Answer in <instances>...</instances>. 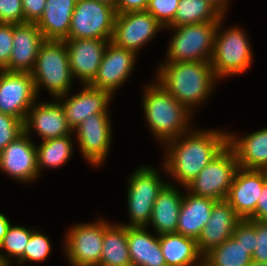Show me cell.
Instances as JSON below:
<instances>
[{"mask_svg": "<svg viewBox=\"0 0 267 266\" xmlns=\"http://www.w3.org/2000/svg\"><path fill=\"white\" fill-rule=\"evenodd\" d=\"M10 226V221L7 219L4 214L0 213V241L3 239L8 228Z\"/></svg>", "mask_w": 267, "mask_h": 266, "instance_id": "43", "label": "cell"}, {"mask_svg": "<svg viewBox=\"0 0 267 266\" xmlns=\"http://www.w3.org/2000/svg\"><path fill=\"white\" fill-rule=\"evenodd\" d=\"M46 7V0H22L24 22L37 23Z\"/></svg>", "mask_w": 267, "mask_h": 266, "instance_id": "40", "label": "cell"}, {"mask_svg": "<svg viewBox=\"0 0 267 266\" xmlns=\"http://www.w3.org/2000/svg\"><path fill=\"white\" fill-rule=\"evenodd\" d=\"M58 102H45L35 105L28 110L24 121V132L30 134L33 128L41 136L42 141L71 135L73 130L65 117L60 99Z\"/></svg>", "mask_w": 267, "mask_h": 266, "instance_id": "19", "label": "cell"}, {"mask_svg": "<svg viewBox=\"0 0 267 266\" xmlns=\"http://www.w3.org/2000/svg\"><path fill=\"white\" fill-rule=\"evenodd\" d=\"M137 54L129 49L116 46L110 41L106 47L97 75L89 85L106 90L113 95V92L124 84L130 76L133 67H135Z\"/></svg>", "mask_w": 267, "mask_h": 266, "instance_id": "15", "label": "cell"}, {"mask_svg": "<svg viewBox=\"0 0 267 266\" xmlns=\"http://www.w3.org/2000/svg\"><path fill=\"white\" fill-rule=\"evenodd\" d=\"M0 23H24L22 0H0Z\"/></svg>", "mask_w": 267, "mask_h": 266, "instance_id": "37", "label": "cell"}, {"mask_svg": "<svg viewBox=\"0 0 267 266\" xmlns=\"http://www.w3.org/2000/svg\"><path fill=\"white\" fill-rule=\"evenodd\" d=\"M217 25L218 22H204L170 27L175 33L165 62H211Z\"/></svg>", "mask_w": 267, "mask_h": 266, "instance_id": "6", "label": "cell"}, {"mask_svg": "<svg viewBox=\"0 0 267 266\" xmlns=\"http://www.w3.org/2000/svg\"><path fill=\"white\" fill-rule=\"evenodd\" d=\"M13 24L0 23V70L9 66L12 52Z\"/></svg>", "mask_w": 267, "mask_h": 266, "instance_id": "39", "label": "cell"}, {"mask_svg": "<svg viewBox=\"0 0 267 266\" xmlns=\"http://www.w3.org/2000/svg\"><path fill=\"white\" fill-rule=\"evenodd\" d=\"M266 179L267 170L237 169L225 200L241 219H254L257 201Z\"/></svg>", "mask_w": 267, "mask_h": 266, "instance_id": "14", "label": "cell"}, {"mask_svg": "<svg viewBox=\"0 0 267 266\" xmlns=\"http://www.w3.org/2000/svg\"><path fill=\"white\" fill-rule=\"evenodd\" d=\"M183 195L176 233L197 241L203 227L209 220L216 200L209 197L196 196L187 191Z\"/></svg>", "mask_w": 267, "mask_h": 266, "instance_id": "22", "label": "cell"}, {"mask_svg": "<svg viewBox=\"0 0 267 266\" xmlns=\"http://www.w3.org/2000/svg\"><path fill=\"white\" fill-rule=\"evenodd\" d=\"M77 0H46L42 17L36 23L45 40L68 38L71 18Z\"/></svg>", "mask_w": 267, "mask_h": 266, "instance_id": "24", "label": "cell"}, {"mask_svg": "<svg viewBox=\"0 0 267 266\" xmlns=\"http://www.w3.org/2000/svg\"><path fill=\"white\" fill-rule=\"evenodd\" d=\"M222 19L223 17L216 28L213 56L210 62L216 78L219 79L246 72L252 64V52L246 33L238 27L228 28L219 33Z\"/></svg>", "mask_w": 267, "mask_h": 266, "instance_id": "5", "label": "cell"}, {"mask_svg": "<svg viewBox=\"0 0 267 266\" xmlns=\"http://www.w3.org/2000/svg\"><path fill=\"white\" fill-rule=\"evenodd\" d=\"M257 201L254 219L258 221H267V179L264 181V186Z\"/></svg>", "mask_w": 267, "mask_h": 266, "instance_id": "42", "label": "cell"}, {"mask_svg": "<svg viewBox=\"0 0 267 266\" xmlns=\"http://www.w3.org/2000/svg\"><path fill=\"white\" fill-rule=\"evenodd\" d=\"M241 220L226 200L216 201L211 216L197 239L200 254L204 257L213 248L230 238Z\"/></svg>", "mask_w": 267, "mask_h": 266, "instance_id": "20", "label": "cell"}, {"mask_svg": "<svg viewBox=\"0 0 267 266\" xmlns=\"http://www.w3.org/2000/svg\"><path fill=\"white\" fill-rule=\"evenodd\" d=\"M24 133V121L0 112V152Z\"/></svg>", "mask_w": 267, "mask_h": 266, "instance_id": "34", "label": "cell"}, {"mask_svg": "<svg viewBox=\"0 0 267 266\" xmlns=\"http://www.w3.org/2000/svg\"><path fill=\"white\" fill-rule=\"evenodd\" d=\"M98 222L76 224L67 232L65 251L71 266H99L104 231L110 226Z\"/></svg>", "mask_w": 267, "mask_h": 266, "instance_id": "10", "label": "cell"}, {"mask_svg": "<svg viewBox=\"0 0 267 266\" xmlns=\"http://www.w3.org/2000/svg\"><path fill=\"white\" fill-rule=\"evenodd\" d=\"M181 194L175 187L167 183L159 192L153 204L152 223L155 232L159 235L176 233L178 216L183 201Z\"/></svg>", "mask_w": 267, "mask_h": 266, "instance_id": "26", "label": "cell"}, {"mask_svg": "<svg viewBox=\"0 0 267 266\" xmlns=\"http://www.w3.org/2000/svg\"><path fill=\"white\" fill-rule=\"evenodd\" d=\"M72 77H78L83 86L97 75L106 47L111 39H66Z\"/></svg>", "mask_w": 267, "mask_h": 266, "instance_id": "16", "label": "cell"}, {"mask_svg": "<svg viewBox=\"0 0 267 266\" xmlns=\"http://www.w3.org/2000/svg\"><path fill=\"white\" fill-rule=\"evenodd\" d=\"M223 15L206 0H180L172 23L168 27L219 22Z\"/></svg>", "mask_w": 267, "mask_h": 266, "instance_id": "29", "label": "cell"}, {"mask_svg": "<svg viewBox=\"0 0 267 266\" xmlns=\"http://www.w3.org/2000/svg\"><path fill=\"white\" fill-rule=\"evenodd\" d=\"M252 255L233 236L203 257V266H248Z\"/></svg>", "mask_w": 267, "mask_h": 266, "instance_id": "30", "label": "cell"}, {"mask_svg": "<svg viewBox=\"0 0 267 266\" xmlns=\"http://www.w3.org/2000/svg\"><path fill=\"white\" fill-rule=\"evenodd\" d=\"M130 177L127 203L131 221L129 224L120 225L147 227L152 216L153 204L168 182L162 181L157 171L147 166L139 167Z\"/></svg>", "mask_w": 267, "mask_h": 266, "instance_id": "8", "label": "cell"}, {"mask_svg": "<svg viewBox=\"0 0 267 266\" xmlns=\"http://www.w3.org/2000/svg\"><path fill=\"white\" fill-rule=\"evenodd\" d=\"M96 1L108 4V5H110L111 7L115 8V9H116V6H117V0H96Z\"/></svg>", "mask_w": 267, "mask_h": 266, "instance_id": "45", "label": "cell"}, {"mask_svg": "<svg viewBox=\"0 0 267 266\" xmlns=\"http://www.w3.org/2000/svg\"><path fill=\"white\" fill-rule=\"evenodd\" d=\"M0 266H6L0 257Z\"/></svg>", "mask_w": 267, "mask_h": 266, "instance_id": "47", "label": "cell"}, {"mask_svg": "<svg viewBox=\"0 0 267 266\" xmlns=\"http://www.w3.org/2000/svg\"><path fill=\"white\" fill-rule=\"evenodd\" d=\"M110 124L108 113H96L73 130L77 131L81 153L93 166H98L106 160L112 139Z\"/></svg>", "mask_w": 267, "mask_h": 266, "instance_id": "13", "label": "cell"}, {"mask_svg": "<svg viewBox=\"0 0 267 266\" xmlns=\"http://www.w3.org/2000/svg\"><path fill=\"white\" fill-rule=\"evenodd\" d=\"M31 75L36 95L43 86L56 99H64L73 79L65 41L45 40L39 48Z\"/></svg>", "mask_w": 267, "mask_h": 266, "instance_id": "4", "label": "cell"}, {"mask_svg": "<svg viewBox=\"0 0 267 266\" xmlns=\"http://www.w3.org/2000/svg\"><path fill=\"white\" fill-rule=\"evenodd\" d=\"M31 229L23 226H9L3 239L0 241V250L4 249L8 255L1 254L0 257L6 266L10 265L9 257L18 258V264L24 263V250L31 236ZM10 255V256H9ZM9 256V257H7Z\"/></svg>", "mask_w": 267, "mask_h": 266, "instance_id": "32", "label": "cell"}, {"mask_svg": "<svg viewBox=\"0 0 267 266\" xmlns=\"http://www.w3.org/2000/svg\"><path fill=\"white\" fill-rule=\"evenodd\" d=\"M206 1L211 3L224 16L225 10H227L226 7L228 0H206Z\"/></svg>", "mask_w": 267, "mask_h": 266, "instance_id": "44", "label": "cell"}, {"mask_svg": "<svg viewBox=\"0 0 267 266\" xmlns=\"http://www.w3.org/2000/svg\"><path fill=\"white\" fill-rule=\"evenodd\" d=\"M149 0H117L116 13L146 11Z\"/></svg>", "mask_w": 267, "mask_h": 266, "instance_id": "41", "label": "cell"}, {"mask_svg": "<svg viewBox=\"0 0 267 266\" xmlns=\"http://www.w3.org/2000/svg\"><path fill=\"white\" fill-rule=\"evenodd\" d=\"M255 246L252 261L267 263V221L255 220Z\"/></svg>", "mask_w": 267, "mask_h": 266, "instance_id": "38", "label": "cell"}, {"mask_svg": "<svg viewBox=\"0 0 267 266\" xmlns=\"http://www.w3.org/2000/svg\"><path fill=\"white\" fill-rule=\"evenodd\" d=\"M51 250L50 240L38 231L32 230L24 250L25 261L40 262L46 259Z\"/></svg>", "mask_w": 267, "mask_h": 266, "instance_id": "33", "label": "cell"}, {"mask_svg": "<svg viewBox=\"0 0 267 266\" xmlns=\"http://www.w3.org/2000/svg\"><path fill=\"white\" fill-rule=\"evenodd\" d=\"M44 41L42 32L36 23L13 24V48L9 66L5 70L31 73L36 63L39 48Z\"/></svg>", "mask_w": 267, "mask_h": 266, "instance_id": "18", "label": "cell"}, {"mask_svg": "<svg viewBox=\"0 0 267 266\" xmlns=\"http://www.w3.org/2000/svg\"><path fill=\"white\" fill-rule=\"evenodd\" d=\"M163 26L147 11L117 13L111 42L135 53Z\"/></svg>", "mask_w": 267, "mask_h": 266, "instance_id": "12", "label": "cell"}, {"mask_svg": "<svg viewBox=\"0 0 267 266\" xmlns=\"http://www.w3.org/2000/svg\"><path fill=\"white\" fill-rule=\"evenodd\" d=\"M238 168L235 153L227 146L185 188L196 196L225 200Z\"/></svg>", "mask_w": 267, "mask_h": 266, "instance_id": "7", "label": "cell"}, {"mask_svg": "<svg viewBox=\"0 0 267 266\" xmlns=\"http://www.w3.org/2000/svg\"><path fill=\"white\" fill-rule=\"evenodd\" d=\"M160 247L167 266H203L197 241L178 233L159 235ZM193 265V266H194Z\"/></svg>", "mask_w": 267, "mask_h": 266, "instance_id": "27", "label": "cell"}, {"mask_svg": "<svg viewBox=\"0 0 267 266\" xmlns=\"http://www.w3.org/2000/svg\"><path fill=\"white\" fill-rule=\"evenodd\" d=\"M232 236L252 255L256 249L255 219H242L235 227Z\"/></svg>", "mask_w": 267, "mask_h": 266, "instance_id": "36", "label": "cell"}, {"mask_svg": "<svg viewBox=\"0 0 267 266\" xmlns=\"http://www.w3.org/2000/svg\"><path fill=\"white\" fill-rule=\"evenodd\" d=\"M36 146L25 132L0 152V169L23 182L38 177Z\"/></svg>", "mask_w": 267, "mask_h": 266, "instance_id": "17", "label": "cell"}, {"mask_svg": "<svg viewBox=\"0 0 267 266\" xmlns=\"http://www.w3.org/2000/svg\"><path fill=\"white\" fill-rule=\"evenodd\" d=\"M127 243L132 266H167L159 236L149 234L146 227H127Z\"/></svg>", "mask_w": 267, "mask_h": 266, "instance_id": "25", "label": "cell"}, {"mask_svg": "<svg viewBox=\"0 0 267 266\" xmlns=\"http://www.w3.org/2000/svg\"><path fill=\"white\" fill-rule=\"evenodd\" d=\"M158 71V83L190 112L211 94L216 80L210 62H167Z\"/></svg>", "mask_w": 267, "mask_h": 266, "instance_id": "2", "label": "cell"}, {"mask_svg": "<svg viewBox=\"0 0 267 266\" xmlns=\"http://www.w3.org/2000/svg\"><path fill=\"white\" fill-rule=\"evenodd\" d=\"M236 138L228 133V146L234 151L239 167L267 170V128Z\"/></svg>", "mask_w": 267, "mask_h": 266, "instance_id": "23", "label": "cell"}, {"mask_svg": "<svg viewBox=\"0 0 267 266\" xmlns=\"http://www.w3.org/2000/svg\"><path fill=\"white\" fill-rule=\"evenodd\" d=\"M73 143L70 135L48 139L36 146L37 169L42 167L58 168L65 164L72 154Z\"/></svg>", "mask_w": 267, "mask_h": 266, "instance_id": "31", "label": "cell"}, {"mask_svg": "<svg viewBox=\"0 0 267 266\" xmlns=\"http://www.w3.org/2000/svg\"><path fill=\"white\" fill-rule=\"evenodd\" d=\"M248 266H267V263H257L252 261Z\"/></svg>", "mask_w": 267, "mask_h": 266, "instance_id": "46", "label": "cell"}, {"mask_svg": "<svg viewBox=\"0 0 267 266\" xmlns=\"http://www.w3.org/2000/svg\"><path fill=\"white\" fill-rule=\"evenodd\" d=\"M184 135V139L181 135L165 143L169 153L164 160V167L185 187L228 146V133L221 130H194Z\"/></svg>", "mask_w": 267, "mask_h": 266, "instance_id": "1", "label": "cell"}, {"mask_svg": "<svg viewBox=\"0 0 267 266\" xmlns=\"http://www.w3.org/2000/svg\"><path fill=\"white\" fill-rule=\"evenodd\" d=\"M99 266H132L127 243V226L111 224L104 231Z\"/></svg>", "mask_w": 267, "mask_h": 266, "instance_id": "28", "label": "cell"}, {"mask_svg": "<svg viewBox=\"0 0 267 266\" xmlns=\"http://www.w3.org/2000/svg\"><path fill=\"white\" fill-rule=\"evenodd\" d=\"M37 98L31 73L0 70V112L25 121Z\"/></svg>", "mask_w": 267, "mask_h": 266, "instance_id": "11", "label": "cell"}, {"mask_svg": "<svg viewBox=\"0 0 267 266\" xmlns=\"http://www.w3.org/2000/svg\"><path fill=\"white\" fill-rule=\"evenodd\" d=\"M180 0H149L146 11L165 27L172 23Z\"/></svg>", "mask_w": 267, "mask_h": 266, "instance_id": "35", "label": "cell"}, {"mask_svg": "<svg viewBox=\"0 0 267 266\" xmlns=\"http://www.w3.org/2000/svg\"><path fill=\"white\" fill-rule=\"evenodd\" d=\"M111 98L110 92L85 85L81 92L60 103L69 126L74 130L92 114L108 113V103Z\"/></svg>", "mask_w": 267, "mask_h": 266, "instance_id": "21", "label": "cell"}, {"mask_svg": "<svg viewBox=\"0 0 267 266\" xmlns=\"http://www.w3.org/2000/svg\"><path fill=\"white\" fill-rule=\"evenodd\" d=\"M144 94L142 103L146 121L158 140L166 143L188 132L192 113L160 83L145 87Z\"/></svg>", "mask_w": 267, "mask_h": 266, "instance_id": "3", "label": "cell"}, {"mask_svg": "<svg viewBox=\"0 0 267 266\" xmlns=\"http://www.w3.org/2000/svg\"><path fill=\"white\" fill-rule=\"evenodd\" d=\"M116 10L96 0H77L67 39H112Z\"/></svg>", "mask_w": 267, "mask_h": 266, "instance_id": "9", "label": "cell"}]
</instances>
